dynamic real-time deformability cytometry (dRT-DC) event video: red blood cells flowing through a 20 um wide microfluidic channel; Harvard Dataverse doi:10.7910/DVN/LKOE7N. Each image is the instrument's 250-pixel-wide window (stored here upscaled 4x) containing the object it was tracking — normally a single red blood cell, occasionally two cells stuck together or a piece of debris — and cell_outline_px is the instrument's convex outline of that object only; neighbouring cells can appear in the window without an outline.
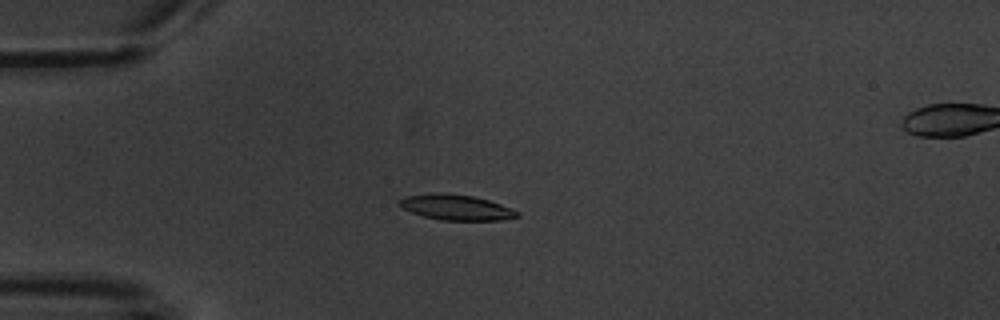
{"species": "common noctule bat (a hibernating species)", "species_latin": "Nyctalus noctula", "temperature_condition": "warm", "stored_images_in_passage": 5, "segment_of_instrument_passage": [1, 2], "camera_frame_rate_fps": 3000, "um_per_image_px": 0.085, "animal": {"sex": "male", "body_mass_g": 20.1, "forearm_length_mm": 53.5}, "frame": {"image": 1, "passage_image": 4, "time_ms": 4.0, "image_size_px": [1000, 320], "cell_outline_px": [[520, 216], [500, 220], [440, 220], [424, 216], [412, 212], [396, 204], [404, 196], [440, 192], [444, 192], [472, 196], [488, 200], [512, 208], [520, 212]], "centroid_in_image_um": [38.78, 17.62], "position_along_channel_um": 46.2, "area_um2": 17.46}}